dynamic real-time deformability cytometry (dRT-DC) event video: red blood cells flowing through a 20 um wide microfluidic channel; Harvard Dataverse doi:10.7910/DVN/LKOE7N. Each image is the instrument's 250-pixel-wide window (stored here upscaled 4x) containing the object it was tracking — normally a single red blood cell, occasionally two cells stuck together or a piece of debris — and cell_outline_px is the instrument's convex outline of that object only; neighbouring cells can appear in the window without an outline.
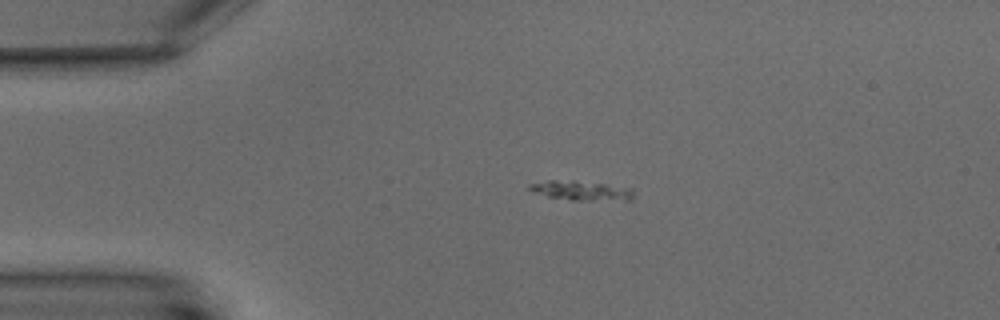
{"species": "common noctule bat (a hibernating species)", "species_latin": "Nyctalus noctula", "temperature_condition": "warm", "stored_images_in_passage": 35, "camera_frame_rate_fps": 3000, "um_per_image_px": 0.085, "animal": {"sex": "male", "body_mass_g": 15.6}, "frame": {"image": 1, "passage_image": 25, "time_ms": 8.0, "image_size_px": [1000, 320], "cell_outline_px": [[632, 200], [572, 200], [548, 196], [532, 192], [528, 188], [528, 184], [548, 180], [572, 180], [604, 184], [632, 188]], "centroid_in_image_um": [49.37, 16.19], "position_along_channel_um": 35.6, "area_um2": 11.73}}